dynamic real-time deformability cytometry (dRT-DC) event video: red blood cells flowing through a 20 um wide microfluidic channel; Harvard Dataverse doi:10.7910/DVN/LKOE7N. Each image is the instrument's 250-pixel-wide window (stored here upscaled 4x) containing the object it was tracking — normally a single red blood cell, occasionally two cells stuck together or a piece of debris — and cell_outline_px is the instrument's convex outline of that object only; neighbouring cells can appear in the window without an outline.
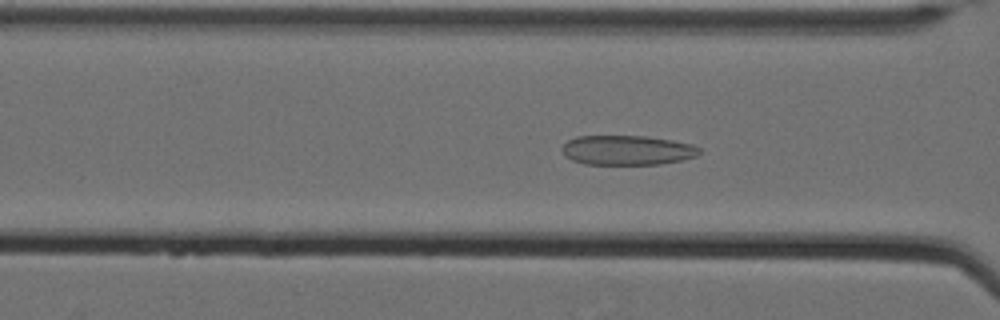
{"species": "Egyptian fruit bat (a non-hibernating species)", "species_latin": "Rousettus aegyptiacus", "temperature_condition": "cold", "stored_images_in_passage": 61, "camera_frame_rate_fps": 3000, "um_per_image_px": 0.085, "animal": {"sex": "female"}, "frame": {"image": 1, "passage_image": 28, "time_ms": 9.0, "image_size_px": [1000, 320], "cell_outline_px": [[700, 152], [696, 156], [680, 160], [660, 164], [584, 164], [572, 160], [564, 156], [560, 148], [568, 140], [576, 136], [644, 136], [672, 140], [692, 144], [700, 148]], "centroid_in_image_um": [53.27, 12.76], "position_along_channel_um": 113.3, "area_um2": 23.76}}
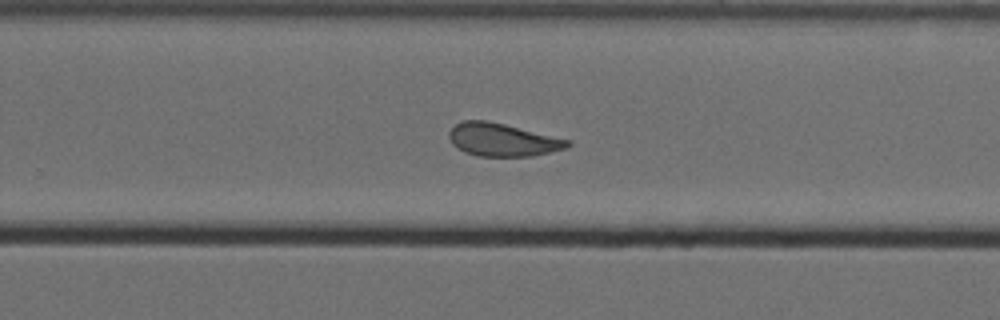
{"frame": {"image": 2, "passage_image": 43, "time_ms": 14.0, "image_size_px": [1000, 320], "cell_outline_px": [[572, 144], [568, 148], [532, 156], [476, 156], [464, 152], [452, 144], [448, 136], [448, 132], [460, 120], [488, 120], [572, 140]], "centroid_in_image_um": [42.72, 11.88], "position_along_channel_um": 287.1, "area_um2": 23.0}}
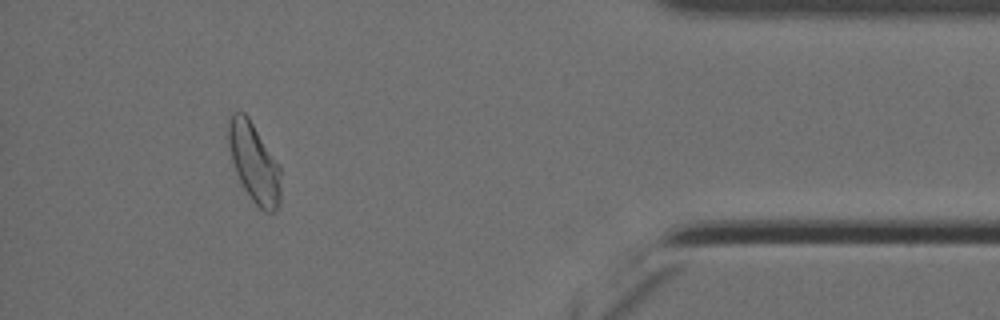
{"frame": {"image": 3, "passage_image": 57, "time_ms": 18.667, "image_size_px": [1000, 320], "cell_outline_px": [[280, 208], [272, 212], [264, 212], [252, 200], [244, 188], [236, 172], [232, 160], [228, 144], [228, 120], [232, 112], [244, 112], [248, 116], [280, 164]], "centroid_in_image_um": [21.61, 13.82], "position_along_channel_um": 413.6, "area_um2": 24.33}, "authors_computed_cell_mechanics": {"area_um2": 24.7384, "velocity_mm_per_s": 3.4738, "shape_relaxation_time_tau1_ms": null, "shape_relaxation_time_tau2_ms": 1.9103, "deformation_change_tau1": null, "deformation_change_tau2": 0.0937}}